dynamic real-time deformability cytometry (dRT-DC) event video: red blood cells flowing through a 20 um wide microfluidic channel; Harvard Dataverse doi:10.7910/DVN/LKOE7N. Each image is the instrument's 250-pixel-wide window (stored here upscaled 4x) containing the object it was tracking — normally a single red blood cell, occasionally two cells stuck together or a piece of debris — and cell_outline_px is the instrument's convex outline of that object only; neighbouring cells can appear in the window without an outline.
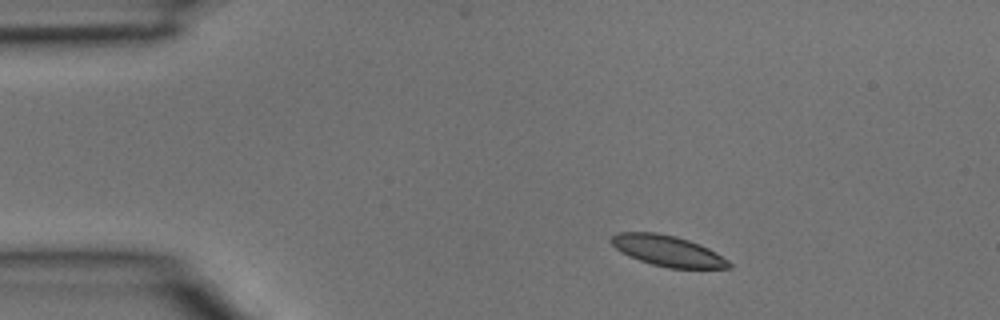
{"species": "common noctule bat (a hibernating species)", "species_latin": "Nyctalus noctula", "temperature_condition": "room temperature", "stored_images_in_passage": 4, "segment_of_instrument_passage": [2, 2], "camera_frame_rate_fps": 3000, "um_per_image_px": 0.085, "animal": {"sex": "male", "body_mass_g": 15.6}, "frame": {"image": 1, "passage_image": 4, "time_ms": 1.0, "image_size_px": [1000, 320], "cell_outline_px": [[732, 268], [668, 268], [652, 264], [640, 260], [620, 252], [612, 244], [612, 236], [616, 232], [656, 232], [676, 236], [700, 244], [708, 248], [728, 260], [732, 264]], "centroid_in_image_um": [56.76, 21.32], "position_along_channel_um": 28.2, "area_um2": 20.98}}